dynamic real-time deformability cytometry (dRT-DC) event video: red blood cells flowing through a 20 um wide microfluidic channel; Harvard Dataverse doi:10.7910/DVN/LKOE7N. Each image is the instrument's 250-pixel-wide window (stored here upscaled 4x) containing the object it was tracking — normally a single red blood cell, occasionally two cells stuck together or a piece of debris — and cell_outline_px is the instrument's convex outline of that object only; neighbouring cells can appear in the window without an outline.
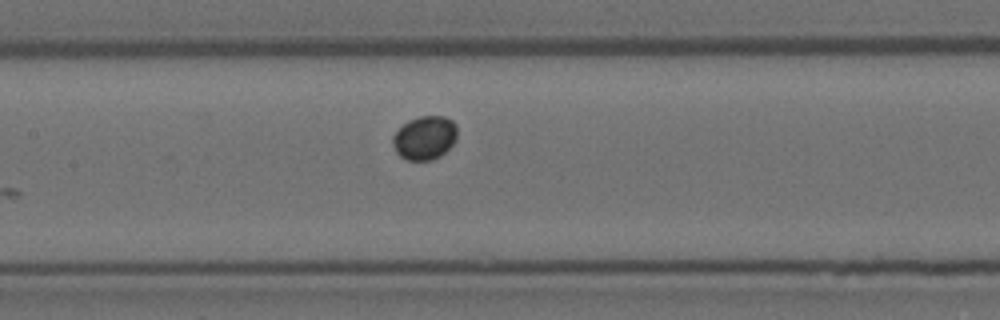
{"species": "Egyptian fruit bat (a non-hibernating species)", "species_latin": "Rousettus aegyptiacus", "temperature_condition": "room temperature", "stored_images_in_passage": 6, "camera_frame_rate_fps": 3000, "um_per_image_px": 0.085, "animal": {"sex": "female"}, "frame": {"image": 1, "passage_image": 6, "time_ms": 1.667, "image_size_px": [1000, 320], "cell_outline_px": [[456, 140], [440, 156], [432, 160], [408, 160], [400, 156], [396, 152], [392, 144], [392, 136], [408, 120], [420, 116], [444, 116], [452, 120], [456, 124]], "centroid_in_image_um": [36.09, 11.71], "position_along_channel_um": 171.3, "area_um2": 16.36}}